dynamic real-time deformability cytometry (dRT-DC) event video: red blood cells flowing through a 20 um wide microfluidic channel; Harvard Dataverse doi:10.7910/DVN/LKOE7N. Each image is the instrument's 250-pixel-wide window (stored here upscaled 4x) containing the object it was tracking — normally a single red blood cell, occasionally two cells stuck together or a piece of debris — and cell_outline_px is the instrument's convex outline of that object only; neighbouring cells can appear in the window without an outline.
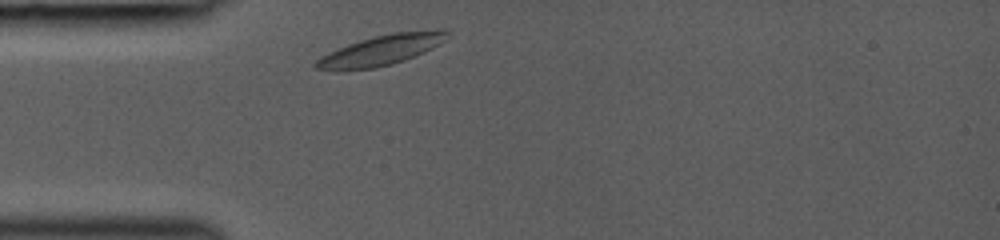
{"species": "common noctule bat (a hibernating species)", "species_latin": "Nyctalus noctula", "temperature_condition": "room temperature", "stored_images_in_passage": 28, "camera_frame_rate_fps": 3000, "um_per_image_px": 0.085, "animal": {"sex": "female", "body_mass_g": 19.0, "forearm_length_mm": 53.3}, "frame": {"image": 1, "passage_image": 1, "time_ms": 0.0, "image_size_px": [1000, 240], "cell_outline_px": [[452, 32], [440, 44], [424, 52], [404, 60], [392, 64], [376, 68], [340, 72], [336, 72], [316, 68], [312, 64], [316, 60], [348, 44], [360, 40], [376, 36], [396, 32]], "centroid_in_image_um": [32.29, 4.34], "position_along_channel_um": 52.7, "area_um2": 22.54}}
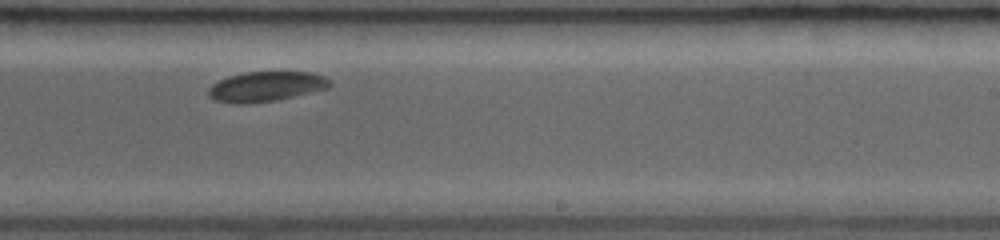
{"frame": {"image": 2, "passage_image": 17, "time_ms": 5.333, "image_size_px": [1000, 240], "cell_outline_px": [[332, 84], [328, 88], [280, 100], [248, 104], [232, 104], [216, 100], [208, 96], [208, 88], [212, 84], [228, 76], [244, 72], [312, 72], [324, 76], [332, 80]], "centroid_in_image_um": [22.62, 7.36], "position_along_channel_um": 266.4, "area_um2": 21.56}}
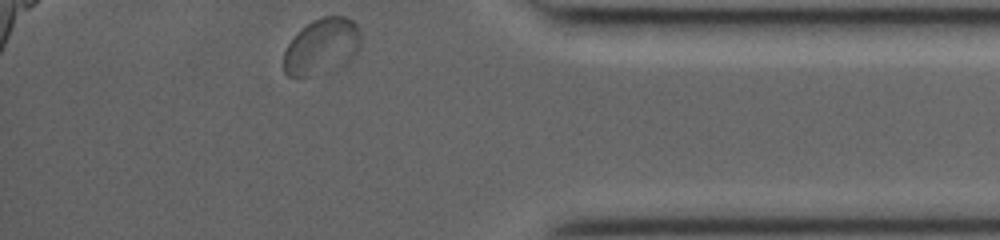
{"frame": {"image": 3, "passage_image": 28, "time_ms": 9.0, "image_size_px": [1000, 240], "cell_outline_px": [[360, 44], [356, 52], [344, 64], [332, 72], [308, 76], [288, 76], [284, 72], [284, 52], [288, 44], [296, 32], [312, 20], [324, 16], [344, 16], [352, 20], [356, 24], [360, 32]], "centroid_in_image_um": [27.34, 3.95], "position_along_channel_um": 407.9, "area_um2": 25.32}}